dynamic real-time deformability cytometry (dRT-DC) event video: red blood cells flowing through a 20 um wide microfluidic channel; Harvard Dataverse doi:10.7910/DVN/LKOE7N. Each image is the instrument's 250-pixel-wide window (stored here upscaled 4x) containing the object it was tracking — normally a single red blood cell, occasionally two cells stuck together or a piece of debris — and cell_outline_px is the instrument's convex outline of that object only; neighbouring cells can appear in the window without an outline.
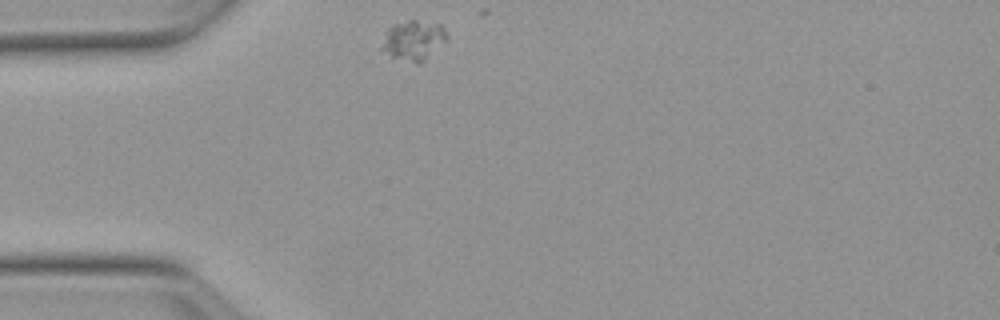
{"species": "Egyptian fruit bat (a non-hibernating species)", "species_latin": "Rousettus aegyptiacus", "temperature_condition": "warm", "stored_images_in_passage": 6, "camera_frame_rate_fps": 3000, "um_per_image_px": 0.085, "animal": {"sex": "female"}, "frame": {"image": 1, "passage_image": 1, "time_ms": 0.0, "image_size_px": [1000, 320], "cell_outline_px": [[448, 40], [420, 64], [416, 64], [392, 56], [380, 48], [388, 28], [392, 24], [408, 20], [416, 20], [440, 24], [444, 28], [448, 36]], "centroid_in_image_um": [35.18, 3.42], "position_along_channel_um": 49.8, "area_um2": 15.14}}
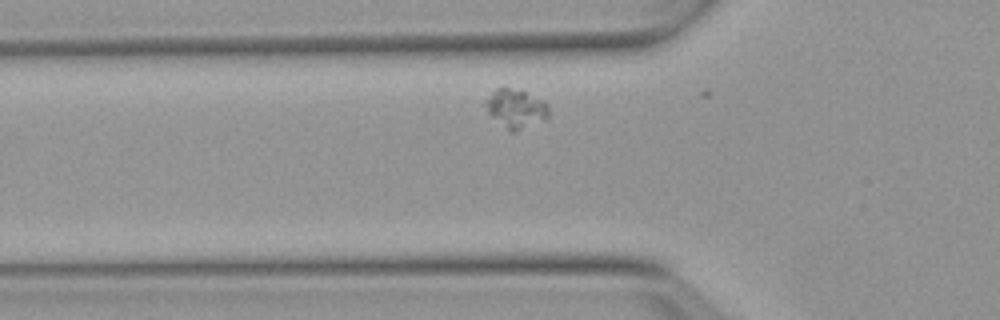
{"frame": {"image": 2, "passage_image": 5, "time_ms": 1.333, "image_size_px": [1000, 320], "cell_outline_px": [[548, 116], [544, 120], [516, 132], [512, 132], [488, 112], [480, 104], [496, 88], [508, 88], [524, 92], [544, 100], [548, 104]], "centroid_in_image_um": [43.82, 9.22], "position_along_channel_um": 82.0, "area_um2": 14.16}}